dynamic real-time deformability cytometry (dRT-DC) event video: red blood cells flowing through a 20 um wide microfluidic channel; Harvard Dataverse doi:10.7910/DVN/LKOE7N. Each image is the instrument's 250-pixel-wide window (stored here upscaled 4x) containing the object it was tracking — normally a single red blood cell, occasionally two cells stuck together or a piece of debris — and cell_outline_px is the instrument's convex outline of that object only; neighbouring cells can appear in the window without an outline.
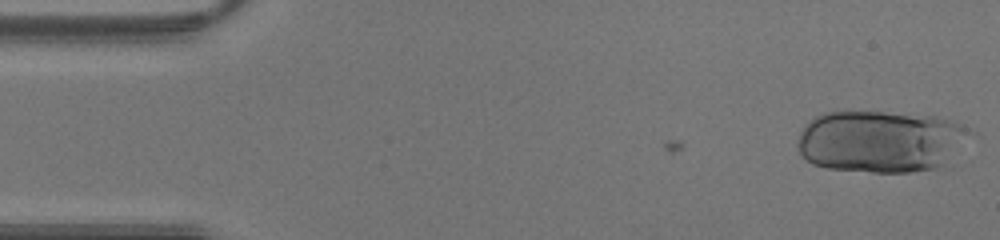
{"species": "human", "species_latin": "Homo sapiens", "temperature_condition": "warm", "stored_images_in_passage": 12, "camera_frame_rate_fps": 3000, "um_per_image_px": 0.085, "donor": {"sex": "male"}, "frame": {"image": 1, "passage_image": 1, "time_ms": 0.0, "image_size_px": [1000, 240], "cell_outline_px": [[976, 132], [936, 168], [912, 172], [872, 172], [828, 168], [812, 164], [800, 156], [796, 148], [796, 140], [804, 124], [816, 116], [824, 112], [884, 112], [936, 116], [956, 120]], "centroid_in_image_um": [74.81, 12.0], "position_along_channel_um": 10.2, "area_um2": 62.77}}